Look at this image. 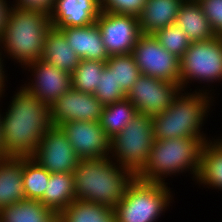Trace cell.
<instances>
[{
  "label": "cell",
  "mask_w": 222,
  "mask_h": 222,
  "mask_svg": "<svg viewBox=\"0 0 222 222\" xmlns=\"http://www.w3.org/2000/svg\"><path fill=\"white\" fill-rule=\"evenodd\" d=\"M13 92L0 116L3 150L6 156L31 157L52 127L50 106L22 85Z\"/></svg>",
  "instance_id": "cell-1"
},
{
  "label": "cell",
  "mask_w": 222,
  "mask_h": 222,
  "mask_svg": "<svg viewBox=\"0 0 222 222\" xmlns=\"http://www.w3.org/2000/svg\"><path fill=\"white\" fill-rule=\"evenodd\" d=\"M215 101L210 94L180 89L172 98L171 105L152 117L154 139L192 137L200 138L204 143L213 139L202 127L211 117Z\"/></svg>",
  "instance_id": "cell-2"
},
{
  "label": "cell",
  "mask_w": 222,
  "mask_h": 222,
  "mask_svg": "<svg viewBox=\"0 0 222 222\" xmlns=\"http://www.w3.org/2000/svg\"><path fill=\"white\" fill-rule=\"evenodd\" d=\"M51 27L47 12L11 5L7 24L0 38L3 57L22 69L40 60L45 37Z\"/></svg>",
  "instance_id": "cell-3"
},
{
  "label": "cell",
  "mask_w": 222,
  "mask_h": 222,
  "mask_svg": "<svg viewBox=\"0 0 222 222\" xmlns=\"http://www.w3.org/2000/svg\"><path fill=\"white\" fill-rule=\"evenodd\" d=\"M76 200L114 209L135 176L110 157L82 159L72 172Z\"/></svg>",
  "instance_id": "cell-4"
},
{
  "label": "cell",
  "mask_w": 222,
  "mask_h": 222,
  "mask_svg": "<svg viewBox=\"0 0 222 222\" xmlns=\"http://www.w3.org/2000/svg\"><path fill=\"white\" fill-rule=\"evenodd\" d=\"M204 142L200 138L183 137L156 140L145 167L135 176L148 182H165L166 178L188 176L195 181L199 171L201 151Z\"/></svg>",
  "instance_id": "cell-5"
},
{
  "label": "cell",
  "mask_w": 222,
  "mask_h": 222,
  "mask_svg": "<svg viewBox=\"0 0 222 222\" xmlns=\"http://www.w3.org/2000/svg\"><path fill=\"white\" fill-rule=\"evenodd\" d=\"M221 81L222 36L216 35L209 40L191 42L180 58V89L192 91L190 85L194 86L193 83L197 82L200 86L197 85L198 88L194 91L215 97L217 91L214 85Z\"/></svg>",
  "instance_id": "cell-6"
},
{
  "label": "cell",
  "mask_w": 222,
  "mask_h": 222,
  "mask_svg": "<svg viewBox=\"0 0 222 222\" xmlns=\"http://www.w3.org/2000/svg\"><path fill=\"white\" fill-rule=\"evenodd\" d=\"M173 193L168 183L148 182L135 177L114 208L115 222H157L175 203Z\"/></svg>",
  "instance_id": "cell-7"
},
{
  "label": "cell",
  "mask_w": 222,
  "mask_h": 222,
  "mask_svg": "<svg viewBox=\"0 0 222 222\" xmlns=\"http://www.w3.org/2000/svg\"><path fill=\"white\" fill-rule=\"evenodd\" d=\"M110 140L109 157L136 176L145 167L154 142L152 116L137 112Z\"/></svg>",
  "instance_id": "cell-8"
},
{
  "label": "cell",
  "mask_w": 222,
  "mask_h": 222,
  "mask_svg": "<svg viewBox=\"0 0 222 222\" xmlns=\"http://www.w3.org/2000/svg\"><path fill=\"white\" fill-rule=\"evenodd\" d=\"M142 75L180 83V58L163 48L154 34L138 37L131 53Z\"/></svg>",
  "instance_id": "cell-9"
},
{
  "label": "cell",
  "mask_w": 222,
  "mask_h": 222,
  "mask_svg": "<svg viewBox=\"0 0 222 222\" xmlns=\"http://www.w3.org/2000/svg\"><path fill=\"white\" fill-rule=\"evenodd\" d=\"M31 158L50 174L72 173L81 160L66 134L57 126H52L44 133Z\"/></svg>",
  "instance_id": "cell-10"
},
{
  "label": "cell",
  "mask_w": 222,
  "mask_h": 222,
  "mask_svg": "<svg viewBox=\"0 0 222 222\" xmlns=\"http://www.w3.org/2000/svg\"><path fill=\"white\" fill-rule=\"evenodd\" d=\"M22 71H28V77L21 85L48 106L72 88L71 74L49 65L44 60H36L26 65Z\"/></svg>",
  "instance_id": "cell-11"
},
{
  "label": "cell",
  "mask_w": 222,
  "mask_h": 222,
  "mask_svg": "<svg viewBox=\"0 0 222 222\" xmlns=\"http://www.w3.org/2000/svg\"><path fill=\"white\" fill-rule=\"evenodd\" d=\"M109 56L131 54L141 35L138 17L101 11L96 19Z\"/></svg>",
  "instance_id": "cell-12"
},
{
  "label": "cell",
  "mask_w": 222,
  "mask_h": 222,
  "mask_svg": "<svg viewBox=\"0 0 222 222\" xmlns=\"http://www.w3.org/2000/svg\"><path fill=\"white\" fill-rule=\"evenodd\" d=\"M179 90L176 83L140 74L125 98L131 101L139 113L153 117L171 105L172 98Z\"/></svg>",
  "instance_id": "cell-13"
},
{
  "label": "cell",
  "mask_w": 222,
  "mask_h": 222,
  "mask_svg": "<svg viewBox=\"0 0 222 222\" xmlns=\"http://www.w3.org/2000/svg\"><path fill=\"white\" fill-rule=\"evenodd\" d=\"M103 108L94 94L71 88L50 105L51 124L60 127L69 121L99 122Z\"/></svg>",
  "instance_id": "cell-14"
},
{
  "label": "cell",
  "mask_w": 222,
  "mask_h": 222,
  "mask_svg": "<svg viewBox=\"0 0 222 222\" xmlns=\"http://www.w3.org/2000/svg\"><path fill=\"white\" fill-rule=\"evenodd\" d=\"M60 128L81 160L109 157L111 140L99 122L69 121Z\"/></svg>",
  "instance_id": "cell-15"
},
{
  "label": "cell",
  "mask_w": 222,
  "mask_h": 222,
  "mask_svg": "<svg viewBox=\"0 0 222 222\" xmlns=\"http://www.w3.org/2000/svg\"><path fill=\"white\" fill-rule=\"evenodd\" d=\"M100 13V0H54L48 15L51 26L61 30L94 24Z\"/></svg>",
  "instance_id": "cell-16"
},
{
  "label": "cell",
  "mask_w": 222,
  "mask_h": 222,
  "mask_svg": "<svg viewBox=\"0 0 222 222\" xmlns=\"http://www.w3.org/2000/svg\"><path fill=\"white\" fill-rule=\"evenodd\" d=\"M60 31L81 59L108 60L109 54L106 52L100 29L96 23L83 27H66Z\"/></svg>",
  "instance_id": "cell-17"
},
{
  "label": "cell",
  "mask_w": 222,
  "mask_h": 222,
  "mask_svg": "<svg viewBox=\"0 0 222 222\" xmlns=\"http://www.w3.org/2000/svg\"><path fill=\"white\" fill-rule=\"evenodd\" d=\"M24 157L0 158V210L25 200L23 186Z\"/></svg>",
  "instance_id": "cell-18"
},
{
  "label": "cell",
  "mask_w": 222,
  "mask_h": 222,
  "mask_svg": "<svg viewBox=\"0 0 222 222\" xmlns=\"http://www.w3.org/2000/svg\"><path fill=\"white\" fill-rule=\"evenodd\" d=\"M185 0H147L138 16L143 34H155L158 30L175 24L179 9Z\"/></svg>",
  "instance_id": "cell-19"
},
{
  "label": "cell",
  "mask_w": 222,
  "mask_h": 222,
  "mask_svg": "<svg viewBox=\"0 0 222 222\" xmlns=\"http://www.w3.org/2000/svg\"><path fill=\"white\" fill-rule=\"evenodd\" d=\"M41 60L71 74L78 67L81 58L71 48L65 35L51 27L45 37Z\"/></svg>",
  "instance_id": "cell-20"
},
{
  "label": "cell",
  "mask_w": 222,
  "mask_h": 222,
  "mask_svg": "<svg viewBox=\"0 0 222 222\" xmlns=\"http://www.w3.org/2000/svg\"><path fill=\"white\" fill-rule=\"evenodd\" d=\"M209 190L222 191V145L215 139L204 143L201 151L199 171L194 181Z\"/></svg>",
  "instance_id": "cell-21"
},
{
  "label": "cell",
  "mask_w": 222,
  "mask_h": 222,
  "mask_svg": "<svg viewBox=\"0 0 222 222\" xmlns=\"http://www.w3.org/2000/svg\"><path fill=\"white\" fill-rule=\"evenodd\" d=\"M175 24L179 26L191 41H204L216 36L208 18L196 0H185L179 9Z\"/></svg>",
  "instance_id": "cell-22"
},
{
  "label": "cell",
  "mask_w": 222,
  "mask_h": 222,
  "mask_svg": "<svg viewBox=\"0 0 222 222\" xmlns=\"http://www.w3.org/2000/svg\"><path fill=\"white\" fill-rule=\"evenodd\" d=\"M76 200L73 173H53L40 202L57 215Z\"/></svg>",
  "instance_id": "cell-23"
},
{
  "label": "cell",
  "mask_w": 222,
  "mask_h": 222,
  "mask_svg": "<svg viewBox=\"0 0 222 222\" xmlns=\"http://www.w3.org/2000/svg\"><path fill=\"white\" fill-rule=\"evenodd\" d=\"M0 222H58V218L39 200L25 199L2 208Z\"/></svg>",
  "instance_id": "cell-24"
},
{
  "label": "cell",
  "mask_w": 222,
  "mask_h": 222,
  "mask_svg": "<svg viewBox=\"0 0 222 222\" xmlns=\"http://www.w3.org/2000/svg\"><path fill=\"white\" fill-rule=\"evenodd\" d=\"M57 218L58 222H115V212L101 204L74 200Z\"/></svg>",
  "instance_id": "cell-25"
},
{
  "label": "cell",
  "mask_w": 222,
  "mask_h": 222,
  "mask_svg": "<svg viewBox=\"0 0 222 222\" xmlns=\"http://www.w3.org/2000/svg\"><path fill=\"white\" fill-rule=\"evenodd\" d=\"M137 112L131 101L124 98L104 106L99 124L111 139L129 124Z\"/></svg>",
  "instance_id": "cell-26"
},
{
  "label": "cell",
  "mask_w": 222,
  "mask_h": 222,
  "mask_svg": "<svg viewBox=\"0 0 222 222\" xmlns=\"http://www.w3.org/2000/svg\"><path fill=\"white\" fill-rule=\"evenodd\" d=\"M49 179L50 173L45 168L33 158L24 157L22 180L26 199L40 201L45 193Z\"/></svg>",
  "instance_id": "cell-27"
},
{
  "label": "cell",
  "mask_w": 222,
  "mask_h": 222,
  "mask_svg": "<svg viewBox=\"0 0 222 222\" xmlns=\"http://www.w3.org/2000/svg\"><path fill=\"white\" fill-rule=\"evenodd\" d=\"M106 61L81 59L71 73L72 88L83 93L94 94Z\"/></svg>",
  "instance_id": "cell-28"
},
{
  "label": "cell",
  "mask_w": 222,
  "mask_h": 222,
  "mask_svg": "<svg viewBox=\"0 0 222 222\" xmlns=\"http://www.w3.org/2000/svg\"><path fill=\"white\" fill-rule=\"evenodd\" d=\"M106 66L113 70L116 83L121 85L126 93L141 74L132 54L109 56Z\"/></svg>",
  "instance_id": "cell-29"
},
{
  "label": "cell",
  "mask_w": 222,
  "mask_h": 222,
  "mask_svg": "<svg viewBox=\"0 0 222 222\" xmlns=\"http://www.w3.org/2000/svg\"><path fill=\"white\" fill-rule=\"evenodd\" d=\"M154 36L169 53L181 58L191 44L186 33L176 24L158 30Z\"/></svg>",
  "instance_id": "cell-30"
},
{
  "label": "cell",
  "mask_w": 222,
  "mask_h": 222,
  "mask_svg": "<svg viewBox=\"0 0 222 222\" xmlns=\"http://www.w3.org/2000/svg\"><path fill=\"white\" fill-rule=\"evenodd\" d=\"M94 95L105 106L124 99L126 92L116 83L113 70L105 66Z\"/></svg>",
  "instance_id": "cell-31"
},
{
  "label": "cell",
  "mask_w": 222,
  "mask_h": 222,
  "mask_svg": "<svg viewBox=\"0 0 222 222\" xmlns=\"http://www.w3.org/2000/svg\"><path fill=\"white\" fill-rule=\"evenodd\" d=\"M147 0H100L103 12L126 14L138 17Z\"/></svg>",
  "instance_id": "cell-32"
},
{
  "label": "cell",
  "mask_w": 222,
  "mask_h": 222,
  "mask_svg": "<svg viewBox=\"0 0 222 222\" xmlns=\"http://www.w3.org/2000/svg\"><path fill=\"white\" fill-rule=\"evenodd\" d=\"M206 15L212 30L222 36V0H196Z\"/></svg>",
  "instance_id": "cell-33"
},
{
  "label": "cell",
  "mask_w": 222,
  "mask_h": 222,
  "mask_svg": "<svg viewBox=\"0 0 222 222\" xmlns=\"http://www.w3.org/2000/svg\"><path fill=\"white\" fill-rule=\"evenodd\" d=\"M54 0H13L11 5L19 8L38 9L49 13L53 7Z\"/></svg>",
  "instance_id": "cell-34"
},
{
  "label": "cell",
  "mask_w": 222,
  "mask_h": 222,
  "mask_svg": "<svg viewBox=\"0 0 222 222\" xmlns=\"http://www.w3.org/2000/svg\"><path fill=\"white\" fill-rule=\"evenodd\" d=\"M8 63L6 62L5 58L3 57V54L0 50V100L2 101L3 98L7 97V95L5 94L6 90H8V85H6L8 83V70L5 68L6 64ZM7 72V73H6ZM7 82V83H6ZM7 87V88H6Z\"/></svg>",
  "instance_id": "cell-35"
},
{
  "label": "cell",
  "mask_w": 222,
  "mask_h": 222,
  "mask_svg": "<svg viewBox=\"0 0 222 222\" xmlns=\"http://www.w3.org/2000/svg\"><path fill=\"white\" fill-rule=\"evenodd\" d=\"M11 9L10 0H0V38L7 24V17Z\"/></svg>",
  "instance_id": "cell-36"
},
{
  "label": "cell",
  "mask_w": 222,
  "mask_h": 222,
  "mask_svg": "<svg viewBox=\"0 0 222 222\" xmlns=\"http://www.w3.org/2000/svg\"><path fill=\"white\" fill-rule=\"evenodd\" d=\"M0 106H2V103L1 100H0ZM0 107V116H1V111H2V108ZM4 157H7L6 154L4 153V150H3V144H2V136H1V122H0V158H4Z\"/></svg>",
  "instance_id": "cell-37"
},
{
  "label": "cell",
  "mask_w": 222,
  "mask_h": 222,
  "mask_svg": "<svg viewBox=\"0 0 222 222\" xmlns=\"http://www.w3.org/2000/svg\"><path fill=\"white\" fill-rule=\"evenodd\" d=\"M222 134H218V136L216 135H214V138L216 137V140L222 145V136H221Z\"/></svg>",
  "instance_id": "cell-38"
}]
</instances>
